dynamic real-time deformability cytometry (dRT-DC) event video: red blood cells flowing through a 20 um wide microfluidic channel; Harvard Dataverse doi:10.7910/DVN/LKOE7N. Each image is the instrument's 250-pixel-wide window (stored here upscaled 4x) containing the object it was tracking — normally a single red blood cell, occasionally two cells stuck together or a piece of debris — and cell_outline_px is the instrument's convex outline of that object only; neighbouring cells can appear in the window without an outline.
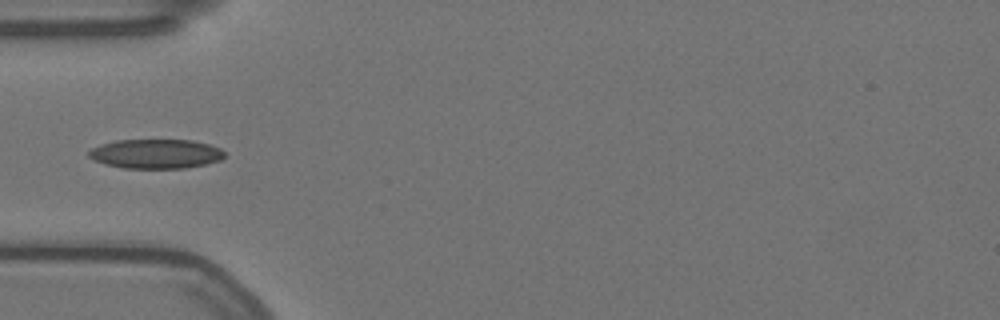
{"species": "Egyptian fruit bat (a non-hibernating species)", "species_latin": "Rousettus aegyptiacus", "temperature_condition": "warm", "stored_images_in_passage": 40, "camera_frame_rate_fps": 3000, "um_per_image_px": 0.085, "animal": {"sex": "female"}, "frame": {"image": 1, "passage_image": 1, "time_ms": 0.0, "image_size_px": [1000, 320], "cell_outline_px": [[224, 156], [220, 160], [204, 164], [184, 168], [124, 168], [104, 164], [92, 160], [88, 156], [88, 152], [92, 148], [100, 144], [116, 140], [192, 140], [208, 144], [220, 148], [224, 152]], "centroid_in_image_um": [13.2, 13.07], "position_along_channel_um": 71.8, "area_um2": 23.24}}
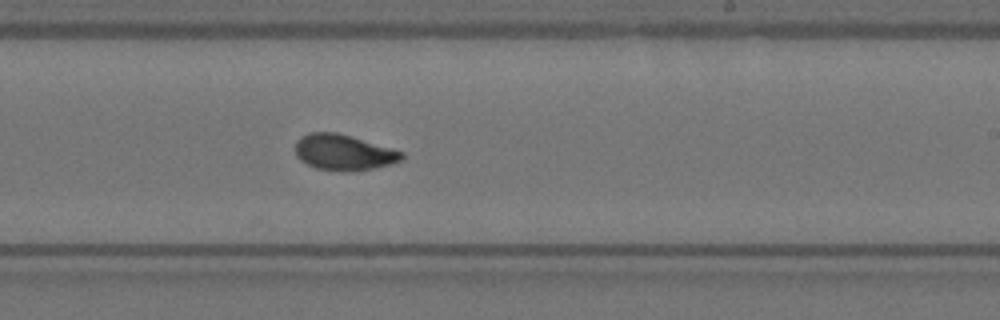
{"frame": {"image": 2, "passage_image": 17, "time_ms": 5.333, "image_size_px": [1000, 320], "cell_outline_px": [[404, 156], [400, 160], [376, 168], [352, 172], [316, 168], [300, 160], [296, 156], [296, 140], [300, 136], [308, 132], [336, 132], [352, 136], [404, 152]], "centroid_in_image_um": [29.19, 12.94], "position_along_channel_um": 259.8, "area_um2": 22.2}}
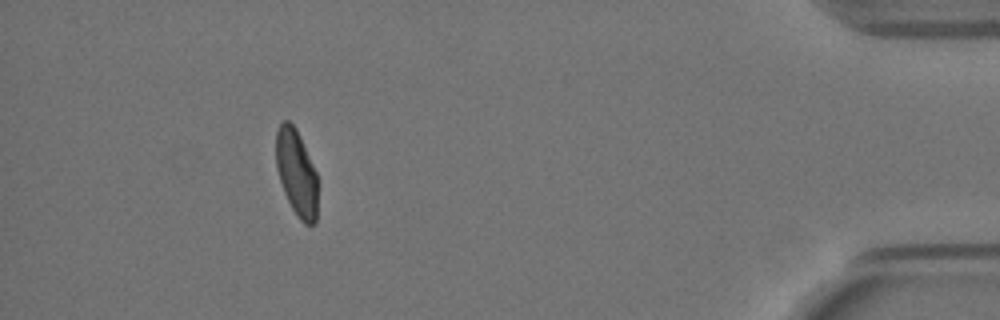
{"frame": {"image": 3, "passage_image": 35, "time_ms": 11.333, "image_size_px": [1000, 320], "cell_outline_px": [[316, 224], [304, 224], [296, 216], [284, 192], [276, 168], [276, 132], [280, 124], [284, 120], [288, 120], [296, 128], [300, 136], [316, 172]], "centroid_in_image_um": [25.18, 14.68], "position_along_channel_um": 410.0, "area_um2": 20.75}}